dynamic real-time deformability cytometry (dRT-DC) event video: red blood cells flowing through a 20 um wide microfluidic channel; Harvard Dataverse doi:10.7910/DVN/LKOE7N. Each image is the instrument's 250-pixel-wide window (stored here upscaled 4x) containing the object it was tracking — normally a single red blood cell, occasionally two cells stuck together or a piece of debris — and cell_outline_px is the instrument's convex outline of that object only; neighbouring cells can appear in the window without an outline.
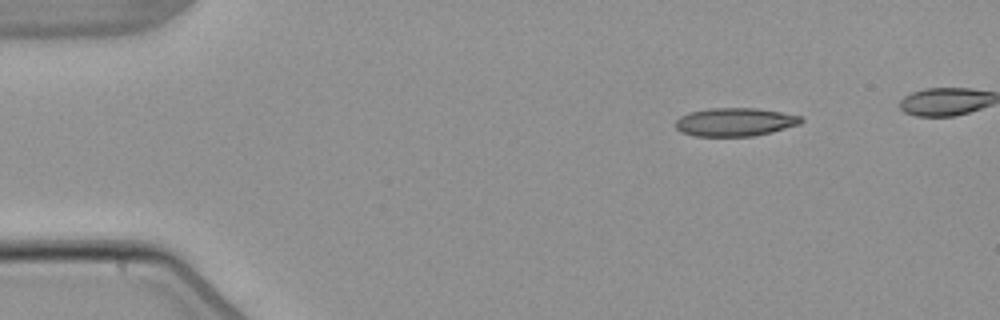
{"species": "common noctule bat (a hibernating species)", "species_latin": "Nyctalus noctula", "temperature_condition": "warm", "stored_images_in_passage": 4, "camera_frame_rate_fps": 3000, "um_per_image_px": 0.085, "animal": {"sex": "male", "body_mass_g": 21.5, "forearm_length_mm": 52.0}, "frame": {"image": 1, "passage_image": 1, "time_ms": 0.0, "image_size_px": [1000, 320], "cell_outline_px": [[804, 120], [800, 124], [772, 132], [752, 136], [696, 136], [680, 132], [676, 128], [676, 120], [680, 116], [688, 112], [708, 108], [756, 108], [804, 116]], "centroid_in_image_um": [62.48, 10.37], "position_along_channel_um": 22.5, "area_um2": 20.87}}
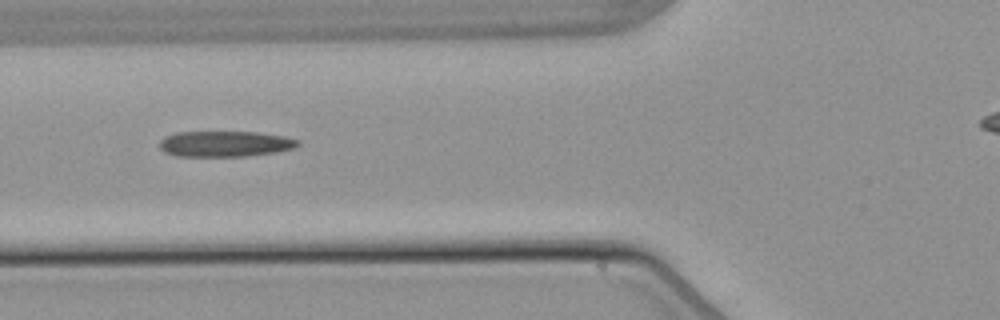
{"frame": {"image": 2, "passage_image": 4, "time_ms": 4.333, "image_size_px": [1000, 320], "cell_outline_px": [[300, 144], [296, 148], [276, 152], [248, 156], [176, 156], [164, 152], [160, 148], [160, 140], [164, 136], [176, 132], [256, 132], [284, 136], [300, 140]], "centroid_in_image_um": [19.14, 12.23], "position_along_channel_um": 106.7, "area_um2": 20.92}}